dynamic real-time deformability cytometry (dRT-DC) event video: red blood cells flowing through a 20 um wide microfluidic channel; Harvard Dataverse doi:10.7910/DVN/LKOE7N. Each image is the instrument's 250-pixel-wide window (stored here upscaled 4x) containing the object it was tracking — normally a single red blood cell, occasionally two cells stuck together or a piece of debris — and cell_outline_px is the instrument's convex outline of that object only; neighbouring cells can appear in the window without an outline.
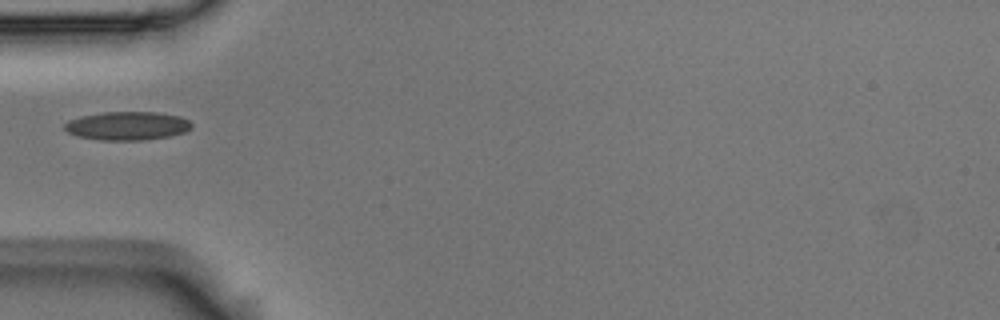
{"species": "Egyptian fruit bat (a non-hibernating species)", "species_latin": "Rousettus aegyptiacus", "temperature_condition": "room temperature", "stored_images_in_passage": 34, "camera_frame_rate_fps": 3000, "um_per_image_px": 0.085, "animal": {"sex": "male"}, "frame": {"image": 1, "passage_image": 1, "time_ms": 0.0, "image_size_px": [1000, 320], "cell_outline_px": [[192, 128], [184, 132], [168, 136], [144, 140], [100, 140], [76, 136], [68, 132], [64, 128], [64, 124], [68, 120], [80, 116], [104, 112], [156, 112], [180, 116], [188, 120], [192, 124]], "centroid_in_image_um": [10.8, 10.69], "position_along_channel_um": 74.2, "area_um2": 21.15}}
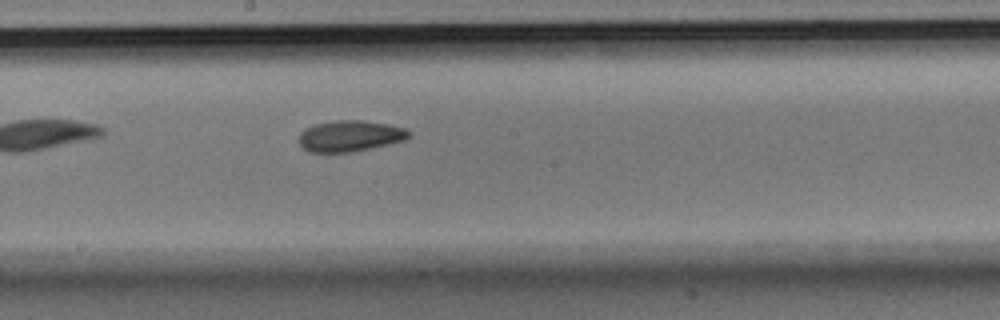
{"frame": {"image": 2, "passage_image": 13, "time_ms": 4.0, "image_size_px": [1000, 320], "cell_outline_px": [[412, 136], [404, 140], [372, 148], [352, 152], [308, 152], [300, 144], [300, 132], [304, 128], [312, 124], [336, 120], [360, 120], [388, 124], [404, 128], [412, 132]], "centroid_in_image_um": [29.75, 11.55], "position_along_channel_um": 218.4, "area_um2": 20.06}}
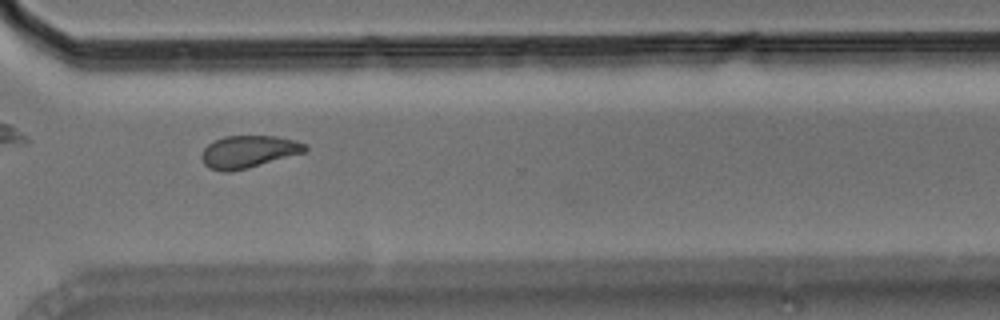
{"frame": {"image": 3, "passage_image": 24, "time_ms": 7.667, "image_size_px": [1000, 320], "cell_outline_px": [[308, 148], [304, 152], [248, 168], [228, 172], [224, 172], [208, 168], [204, 164], [200, 156], [204, 148], [208, 144], [224, 136], [276, 136], [296, 140], [308, 144]], "centroid_in_image_um": [21.11, 12.89], "position_along_channel_um": 349.5, "area_um2": 19.54}}